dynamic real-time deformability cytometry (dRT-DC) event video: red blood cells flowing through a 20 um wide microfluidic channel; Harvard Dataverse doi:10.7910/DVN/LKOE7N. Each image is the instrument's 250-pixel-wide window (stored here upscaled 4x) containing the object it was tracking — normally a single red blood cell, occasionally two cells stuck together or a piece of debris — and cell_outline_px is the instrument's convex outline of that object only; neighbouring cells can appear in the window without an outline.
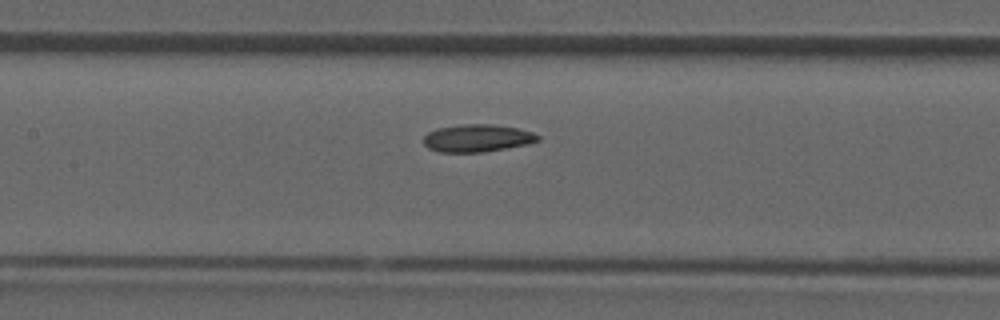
{"species": "common noctule bat (a hibernating species)", "species_latin": "Nyctalus noctula", "temperature_condition": "room temperature", "stored_images_in_passage": 38, "camera_frame_rate_fps": 3000, "um_per_image_px": 0.085, "animal": {"sex": "male", "forearm_length_mm": 52.5}, "frame": {"image": 1, "passage_image": 17, "time_ms": 5.333, "image_size_px": [1000, 320], "cell_outline_px": [[540, 140], [528, 144], [480, 152], [440, 152], [428, 148], [424, 144], [424, 136], [428, 132], [436, 128], [460, 124], [492, 124], [520, 128], [532, 132], [540, 136]], "centroid_in_image_um": [40.56, 11.73], "position_along_channel_um": 166.8, "area_um2": 18.38}}